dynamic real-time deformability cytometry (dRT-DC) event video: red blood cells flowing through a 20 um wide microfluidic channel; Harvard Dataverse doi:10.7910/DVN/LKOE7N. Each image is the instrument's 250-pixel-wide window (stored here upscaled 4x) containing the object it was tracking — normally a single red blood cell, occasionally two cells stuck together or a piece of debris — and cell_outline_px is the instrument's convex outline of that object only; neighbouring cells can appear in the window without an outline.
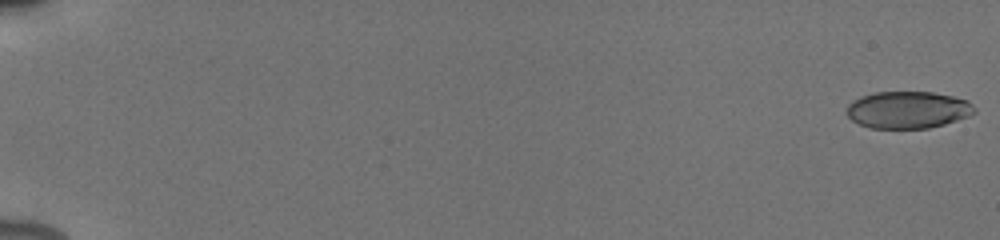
{"species": "human", "species_latin": "Homo sapiens", "temperature_condition": "cold", "stored_images_in_passage": 55, "camera_frame_rate_fps": 3000, "um_per_image_px": 0.085, "donor": {"sex": "male"}, "frame": {"image": 1, "passage_image": 1, "time_ms": 0.0, "image_size_px": [1000, 240], "cell_outline_px": [[976, 112], [968, 116], [944, 124], [928, 128], [872, 128], [860, 124], [852, 120], [848, 116], [848, 104], [852, 100], [860, 96], [876, 92], [932, 92], [952, 96], [968, 100], [976, 108]], "centroid_in_image_um": [77.18, 9.33], "position_along_channel_um": 7.8, "area_um2": 27.51}}
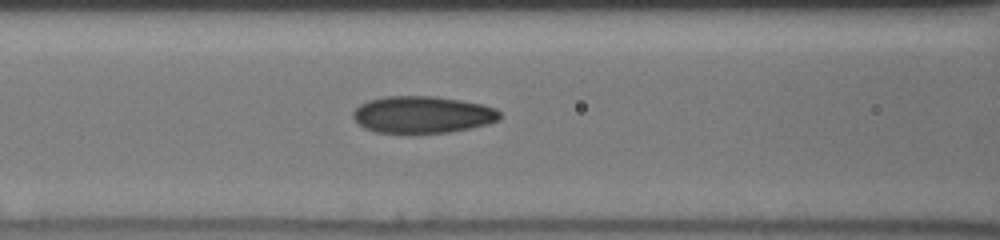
{"frame": {"image": 2, "passage_image": 26, "time_ms": 8.333, "image_size_px": [1000, 240], "cell_outline_px": [[500, 120], [488, 124], [472, 128], [448, 132], [376, 132], [364, 128], [352, 116], [352, 112], [360, 104], [368, 100], [384, 96], [432, 96], [460, 100], [480, 104], [496, 108], [500, 112]], "centroid_in_image_um": [35.92, 9.73], "position_along_channel_um": 130.7, "area_um2": 31.44}}
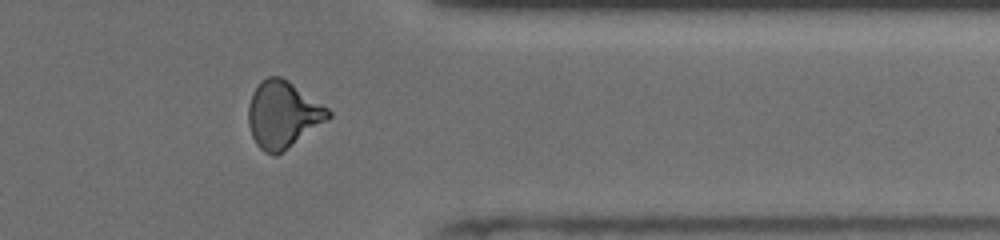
{"frame": {"image": 3, "passage_image": 46, "time_ms": 15.0, "image_size_px": [1000, 240], "cell_outline_px": [[332, 116], [328, 120], [288, 148], [276, 156], [272, 156], [264, 152], [256, 144], [252, 136], [248, 124], [248, 104], [252, 92], [260, 80], [268, 76], [280, 76], [288, 80], [328, 108], [332, 112]], "centroid_in_image_um": [24.03, 9.74], "position_along_channel_um": 387.4, "area_um2": 31.33}, "authors_computed_cell_mechanics": {"area_um2": 30.1138, "velocity_mm_per_s": 3.9345, "shape_relaxation_time_tau1_ms": 5.8226, "shape_relaxation_time_tau2_ms": 2.587, "deformation_change_tau1": 0.1405, "deformation_change_tau2": 0.0735}}